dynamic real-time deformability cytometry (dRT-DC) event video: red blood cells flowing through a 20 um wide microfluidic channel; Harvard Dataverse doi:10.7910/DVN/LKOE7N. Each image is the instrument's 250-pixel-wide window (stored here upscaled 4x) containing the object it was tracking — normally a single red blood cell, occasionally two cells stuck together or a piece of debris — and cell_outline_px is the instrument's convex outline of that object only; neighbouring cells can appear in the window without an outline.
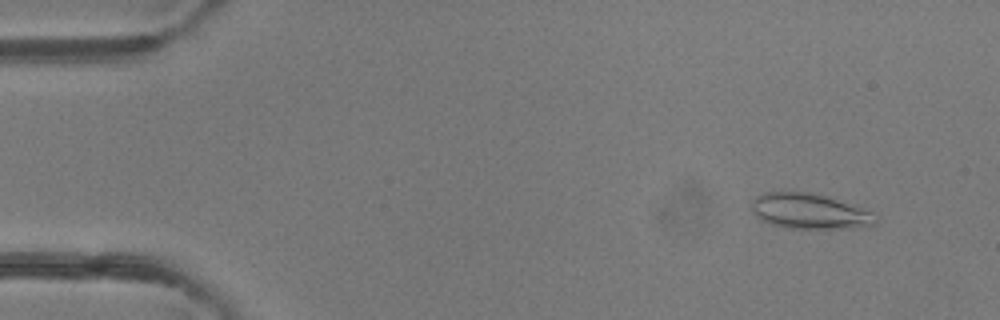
{"species": "common noctule bat (a hibernating species)", "species_latin": "Nyctalus noctula", "temperature_condition": "room temperature", "stored_images_in_passage": 5, "camera_frame_rate_fps": 3000, "um_per_image_px": 0.085, "animal": {"sex": "female"}, "frame": {"image": 1, "passage_image": 2, "time_ms": 1.333, "image_size_px": [1000, 320], "cell_outline_px": [[876, 224], [848, 228], [784, 228], [760, 220], [752, 212], [752, 200], [756, 196], [764, 192], [808, 192], [856, 204], [876, 212]], "centroid_in_image_um": [68.83, 17.95], "position_along_channel_um": 16.2, "area_um2": 25.78}}